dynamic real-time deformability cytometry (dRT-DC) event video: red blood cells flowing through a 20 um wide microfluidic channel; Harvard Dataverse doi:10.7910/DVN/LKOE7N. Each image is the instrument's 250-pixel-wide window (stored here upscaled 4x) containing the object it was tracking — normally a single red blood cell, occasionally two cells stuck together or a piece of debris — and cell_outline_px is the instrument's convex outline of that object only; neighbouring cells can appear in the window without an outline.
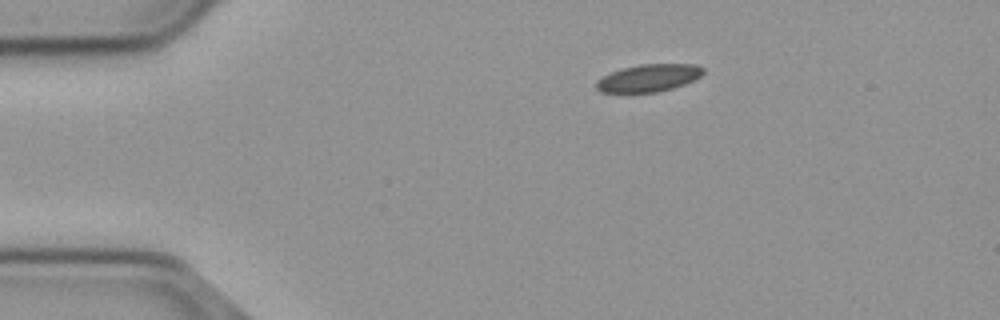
{"species": "common noctule bat (a hibernating species)", "species_latin": "Nyctalus noctula", "temperature_condition": "cold", "stored_images_in_passage": 46, "camera_frame_rate_fps": 3000, "um_per_image_px": 0.085, "animal": {"sex": "male", "body_mass_g": 23.1, "forearm_length_mm": 52.7}, "frame": {"image": 1, "passage_image": 1, "time_ms": 0.0, "image_size_px": [1000, 320], "cell_outline_px": [[704, 72], [700, 76], [684, 84], [672, 88], [656, 92], [600, 92], [596, 88], [596, 80], [620, 68], [640, 64], [696, 64], [704, 68]], "centroid_in_image_um": [55.13, 6.61], "position_along_channel_um": 29.9, "area_um2": 16.99}}
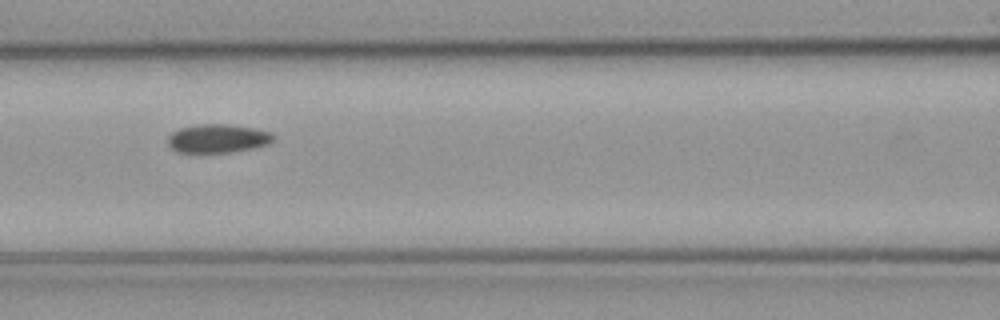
{"frame": {"image": 2, "passage_image": 15, "time_ms": 4.667, "image_size_px": [1000, 320], "cell_outline_px": [[276, 140], [268, 144], [252, 148], [228, 152], [176, 152], [168, 144], [168, 136], [172, 132], [180, 128], [196, 124], [228, 124], [252, 128], [272, 132], [276, 136]], "centroid_in_image_um": [18.53, 11.76], "position_along_channel_um": 148.1, "area_um2": 17.63}}
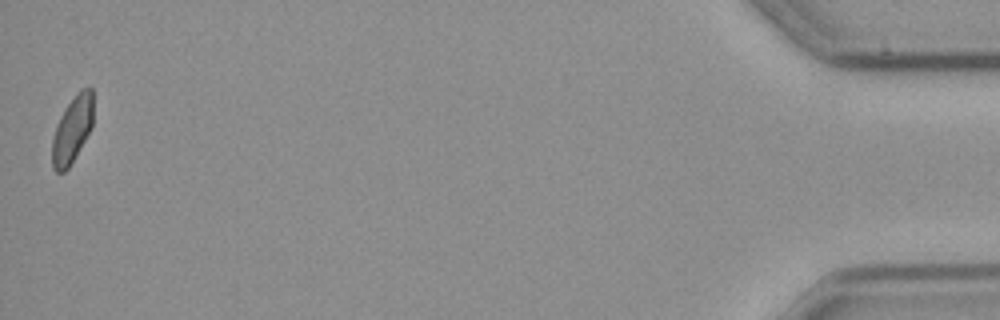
{"frame": {"image": 3, "passage_image": 46, "time_ms": 15.0, "image_size_px": [1000, 320], "cell_outline_px": [[92, 128], [68, 168], [64, 172], [56, 172], [52, 168], [52, 140], [60, 116], [64, 108], [76, 92], [80, 88], [92, 88]], "centroid_in_image_um": [6.13, 11.0], "position_along_channel_um": 429.1, "area_um2": 15.9}, "authors_computed_cell_mechanics": {"area_um2": 17.3978, "velocity_mm_per_s": 3.6883, "shape_relaxation_time_tau1_ms": null, "shape_relaxation_time_tau2_ms": 2.6173, "deformation_change_tau1": null, "deformation_change_tau2": 0.0725}}